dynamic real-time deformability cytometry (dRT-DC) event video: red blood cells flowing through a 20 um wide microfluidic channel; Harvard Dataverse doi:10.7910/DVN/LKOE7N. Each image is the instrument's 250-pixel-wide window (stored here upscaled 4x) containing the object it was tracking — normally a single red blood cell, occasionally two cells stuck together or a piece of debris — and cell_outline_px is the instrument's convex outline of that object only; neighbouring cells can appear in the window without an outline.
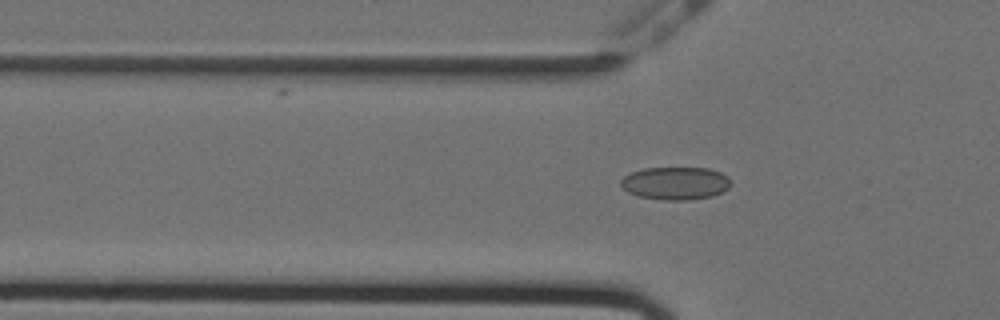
{"species": "Egyptian fruit bat (a non-hibernating species)", "species_latin": "Rousettus aegyptiacus", "temperature_condition": "cold", "stored_images_in_passage": 46, "camera_frame_rate_fps": 3000, "um_per_image_px": 0.085, "animal": {"sex": "female"}, "frame": {"image": 1, "passage_image": 18, "time_ms": 5.667, "image_size_px": [1000, 320], "cell_outline_px": [[732, 184], [724, 192], [712, 196], [688, 200], [664, 200], [640, 196], [628, 192], [620, 184], [620, 180], [624, 176], [632, 172], [644, 168], [708, 168], [720, 172], [728, 176], [732, 180]], "centroid_in_image_um": [57.46, 15.57], "position_along_channel_um": 68.3, "area_um2": 21.15}}
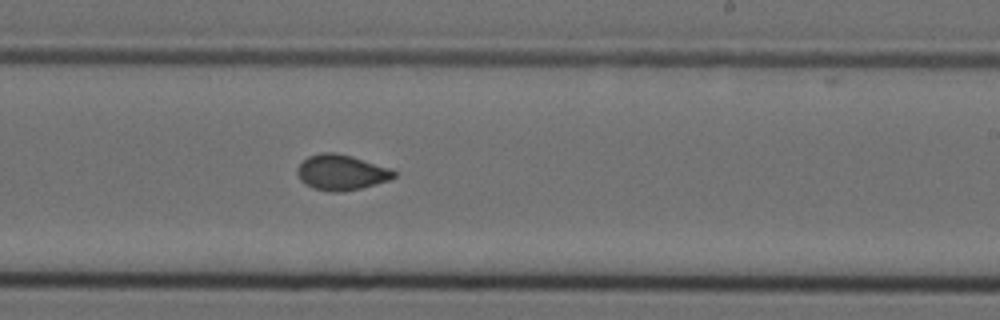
{"frame": {"image": 2, "passage_image": 34, "time_ms": 11.0, "image_size_px": [1000, 320], "cell_outline_px": [[396, 176], [388, 180], [360, 188], [344, 192], [328, 192], [312, 188], [304, 184], [300, 180], [296, 172], [296, 168], [308, 156], [320, 152], [336, 152], [352, 156], [392, 168], [396, 172]], "centroid_in_image_um": [28.99, 14.65], "position_along_channel_um": 260.0, "area_um2": 20.23}}
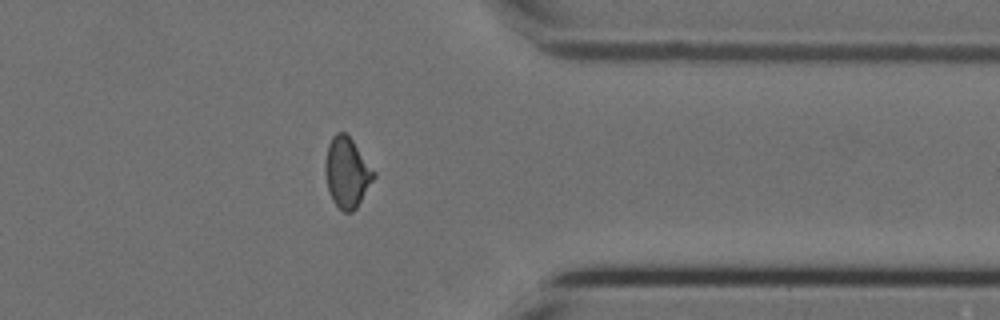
{"frame": {"image": 3, "passage_image": 45, "time_ms": 14.667, "image_size_px": [1000, 320], "cell_outline_px": [[376, 176], [356, 208], [352, 212], [344, 212], [332, 200], [328, 192], [324, 172], [324, 164], [328, 144], [332, 136], [336, 132], [344, 132], [352, 140], [376, 172]], "centroid_in_image_um": [29.47, 14.66], "position_along_channel_um": 381.9, "area_um2": 19.94}}